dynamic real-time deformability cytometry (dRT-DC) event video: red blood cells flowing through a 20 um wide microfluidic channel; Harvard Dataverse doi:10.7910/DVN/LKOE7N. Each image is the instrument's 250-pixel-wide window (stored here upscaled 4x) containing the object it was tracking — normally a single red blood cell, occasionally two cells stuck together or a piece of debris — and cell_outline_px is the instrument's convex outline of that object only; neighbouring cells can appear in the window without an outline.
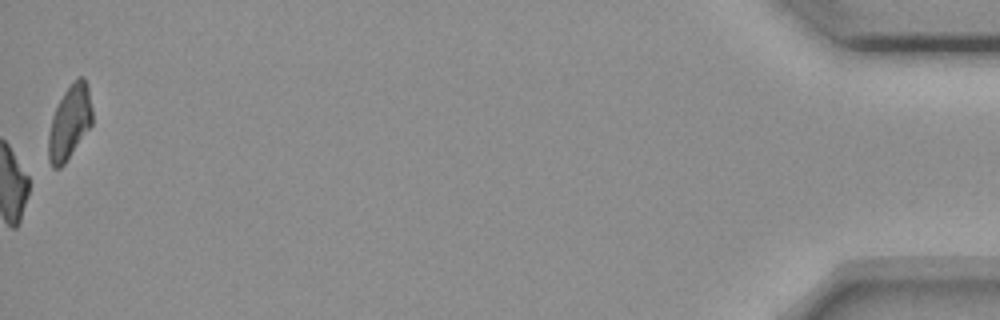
{"species": "common noctule bat (a hibernating species)", "species_latin": "Nyctalus noctula", "temperature_condition": "room temperature", "stored_images_in_passage": 57, "camera_frame_rate_fps": 3000, "um_per_image_px": 0.085, "animal": {"sex": "female", "body_mass_g": 18.4}, "frame": {"image": 1, "passage_image": 57, "time_ms": 18.667, "image_size_px": [1000, 320], "cell_outline_px": [[92, 124], [64, 164], [60, 168], [52, 168], [48, 160], [48, 136], [52, 116], [64, 92], [72, 80], [80, 76], [84, 76], [88, 84], [92, 108]], "centroid_in_image_um": [5.92, 10.37], "position_along_channel_um": 429.3, "area_um2": 18.96}, "authors_computed_cell_mechanics": {"area_um2": 19.2474, "velocity_mm_per_s": 3.6447, "shape_relaxation_time_tau1_ms": 5.6848, "shape_relaxation_time_tau2_ms": null, "deformation_change_tau1": 0.156, "deformation_change_tau2": null}}